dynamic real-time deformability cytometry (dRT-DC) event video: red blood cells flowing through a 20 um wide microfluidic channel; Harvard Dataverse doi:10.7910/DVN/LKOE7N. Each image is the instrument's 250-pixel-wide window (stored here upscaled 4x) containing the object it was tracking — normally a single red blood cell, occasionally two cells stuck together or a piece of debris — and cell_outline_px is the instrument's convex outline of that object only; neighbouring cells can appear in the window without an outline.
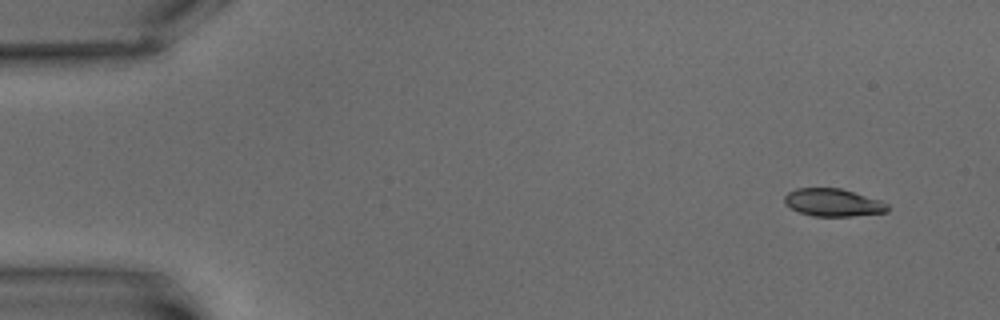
{"species": "common noctule bat (a hibernating species)", "species_latin": "Nyctalus noctula", "temperature_condition": "warm", "stored_images_in_passage": 4, "camera_frame_rate_fps": 3000, "um_per_image_px": 0.085, "animal": {"sex": "male", "body_mass_g": 15.6}, "frame": {"image": 1, "passage_image": 1, "time_ms": 0.0, "image_size_px": [1000, 320], "cell_outline_px": [[888, 212], [852, 216], [812, 216], [800, 212], [784, 204], [784, 196], [788, 192], [796, 188], [840, 188], [880, 200], [888, 204]], "centroid_in_image_um": [70.8, 17.21], "position_along_channel_um": 14.2, "area_um2": 16.59}}